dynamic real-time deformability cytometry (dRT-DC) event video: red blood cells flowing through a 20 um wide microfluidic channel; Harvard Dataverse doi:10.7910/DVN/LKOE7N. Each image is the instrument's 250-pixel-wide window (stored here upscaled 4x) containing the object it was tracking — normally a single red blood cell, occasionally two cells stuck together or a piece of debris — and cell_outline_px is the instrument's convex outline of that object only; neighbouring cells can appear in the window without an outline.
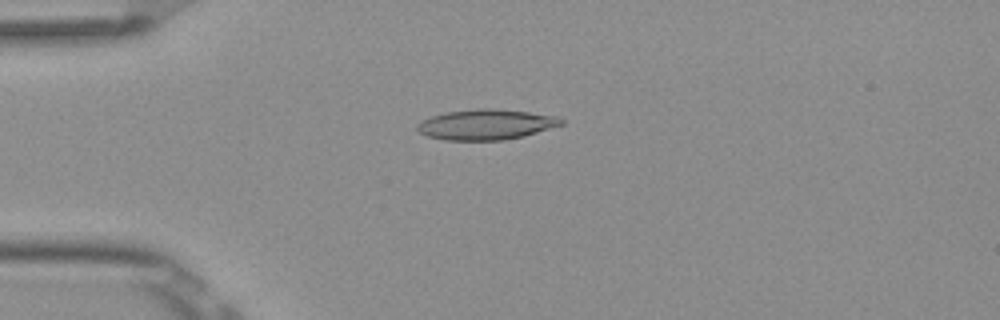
{"species": "Egyptian fruit bat (a non-hibernating species)", "species_latin": "Rousettus aegyptiacus", "temperature_condition": "room temperature", "stored_images_in_passage": 4, "camera_frame_rate_fps": 3000, "um_per_image_px": 0.085, "frame": {"image": 1, "passage_image": 4, "time_ms": 1.0, "image_size_px": [1000, 320], "cell_outline_px": [[564, 124], [524, 136], [504, 140], [444, 140], [428, 136], [420, 132], [416, 128], [416, 124], [420, 120], [444, 112], [480, 108], [488, 108], [528, 112], [556, 116], [564, 120]], "centroid_in_image_um": [41.29, 10.58], "position_along_channel_um": 43.7, "area_um2": 25.49}}